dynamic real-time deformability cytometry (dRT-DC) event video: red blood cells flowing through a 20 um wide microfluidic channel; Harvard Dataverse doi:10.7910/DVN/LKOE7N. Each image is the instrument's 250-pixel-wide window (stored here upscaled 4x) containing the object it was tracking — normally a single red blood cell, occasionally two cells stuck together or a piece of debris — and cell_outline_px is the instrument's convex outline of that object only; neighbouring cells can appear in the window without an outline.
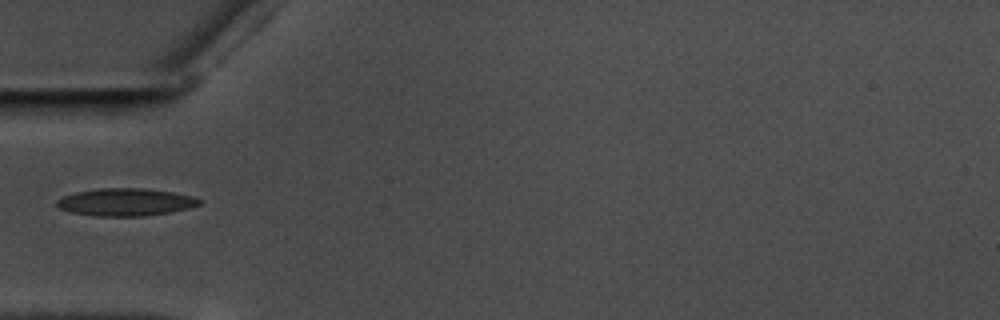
{"species": "common noctule bat (a hibernating species)", "species_latin": "Nyctalus noctula", "temperature_condition": "warm", "stored_images_in_passage": 39, "camera_frame_rate_fps": 3000, "um_per_image_px": 0.085, "animal": {"sex": "male", "body_mass_g": 17.5, "forearm_length_mm": 52.3}, "frame": {"image": 1, "passage_image": 1, "time_ms": 0.0, "image_size_px": [1000, 320], "cell_outline_px": [[200, 204], [188, 208], [168, 212], [144, 216], [96, 216], [72, 212], [60, 208], [56, 204], [56, 200], [64, 196], [76, 192], [100, 188], [144, 188], [172, 192], [192, 196], [200, 200]], "centroid_in_image_um": [10.66, 17.17], "position_along_channel_um": 74.3, "area_um2": 22.6}}
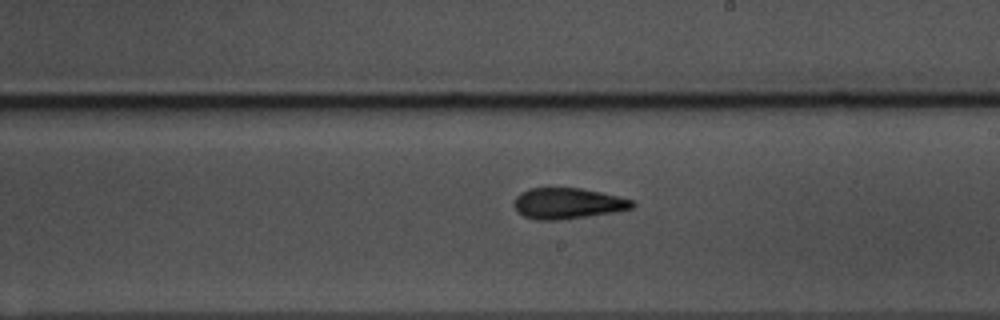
{"frame": {"image": 2, "passage_image": 15, "time_ms": 4.667, "image_size_px": [1000, 320], "cell_outline_px": [[636, 204], [632, 208], [616, 212], [556, 220], [536, 220], [524, 216], [516, 212], [516, 196], [520, 192], [528, 188], [580, 188], [600, 192], [632, 200]], "centroid_in_image_um": [48.24, 17.29], "position_along_channel_um": 240.8, "area_um2": 21.1}}
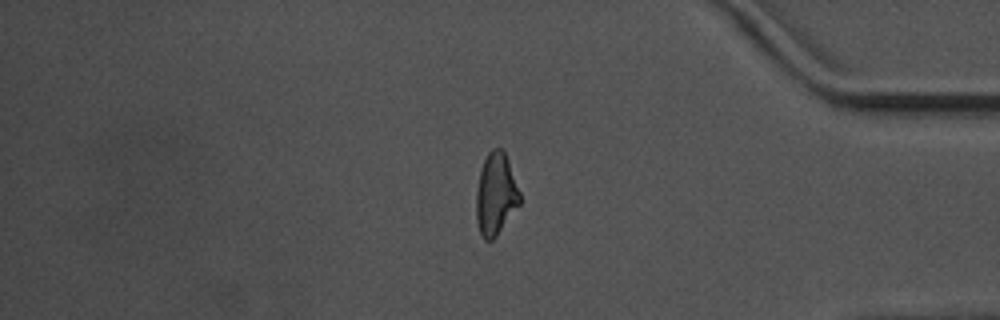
{"frame": {"image": 3, "passage_image": 30, "time_ms": 9.667, "image_size_px": [1000, 320], "cell_outline_px": [[520, 204], [496, 236], [492, 240], [484, 240], [480, 232], [476, 220], [476, 192], [480, 172], [484, 160], [488, 152], [492, 148], [504, 148], [520, 192]], "centroid_in_image_um": [42.14, 16.48], "position_along_channel_um": 393.1, "area_um2": 20.87}}